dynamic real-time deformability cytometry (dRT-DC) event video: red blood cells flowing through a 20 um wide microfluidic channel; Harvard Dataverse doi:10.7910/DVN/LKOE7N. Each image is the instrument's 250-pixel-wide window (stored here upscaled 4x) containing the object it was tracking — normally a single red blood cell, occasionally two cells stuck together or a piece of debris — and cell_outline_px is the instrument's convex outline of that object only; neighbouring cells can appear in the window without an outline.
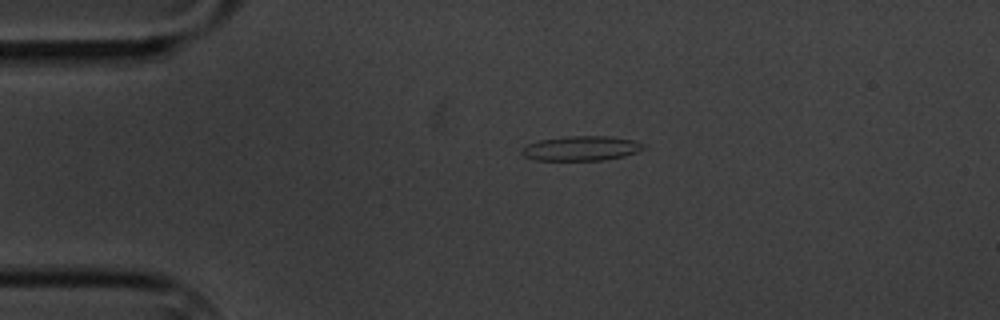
{"species": "common noctule bat (a hibernating species)", "species_latin": "Nyctalus noctula", "temperature_condition": "cold", "stored_images_in_passage": 5, "camera_frame_rate_fps": 3000, "um_per_image_px": 0.085, "animal": {"sex": "male", "body_mass_g": 20.1, "forearm_length_mm": 53.5}, "frame": {"image": 1, "passage_image": 3, "time_ms": 3.333, "image_size_px": [1000, 320], "cell_outline_px": [[644, 148], [636, 152], [624, 156], [604, 160], [536, 160], [524, 156], [520, 152], [528, 144], [540, 140], [568, 136], [608, 136], [632, 140], [644, 144]], "centroid_in_image_um": [49.4, 12.61], "position_along_channel_um": 35.6, "area_um2": 17.28}}